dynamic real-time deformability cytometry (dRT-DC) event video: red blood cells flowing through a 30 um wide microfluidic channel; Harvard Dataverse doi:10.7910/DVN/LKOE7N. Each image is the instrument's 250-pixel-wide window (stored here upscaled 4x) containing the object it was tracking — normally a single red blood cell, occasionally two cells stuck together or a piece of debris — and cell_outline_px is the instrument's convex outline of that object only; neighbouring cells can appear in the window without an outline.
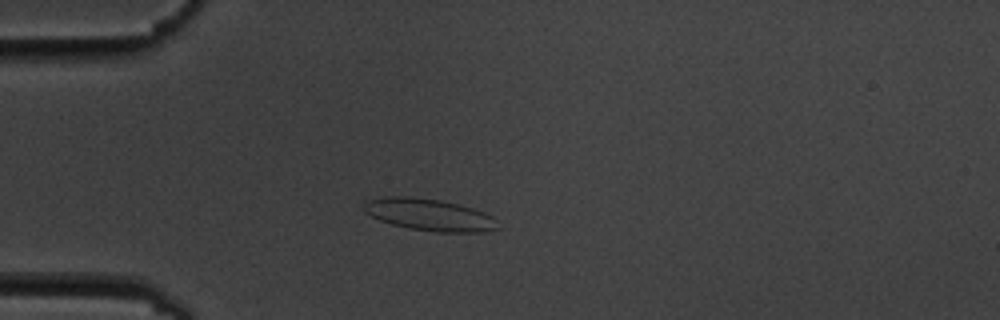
{"species": "common noctule bat (a hibernating species)", "species_latin": "Nyctalus noctula", "temperature_condition": "cold", "stored_images_in_passage": 4, "camera_frame_rate_fps": 3000, "um_per_image_px": 0.085, "animal": {"sex": "male", "body_mass_g": 19.5, "forearm_length_mm": 54.6}, "frame": {"image": 1, "passage_image": 4, "time_ms": 3.333, "image_size_px": [1000, 320], "cell_outline_px": [[500, 228], [484, 232], [436, 232], [408, 228], [392, 224], [380, 220], [364, 212], [364, 200], [384, 196], [412, 196], [440, 200], [472, 208], [484, 212], [492, 216], [496, 220]], "centroid_in_image_um": [36.48, 18.25], "position_along_channel_um": 48.5, "area_um2": 25.09}}